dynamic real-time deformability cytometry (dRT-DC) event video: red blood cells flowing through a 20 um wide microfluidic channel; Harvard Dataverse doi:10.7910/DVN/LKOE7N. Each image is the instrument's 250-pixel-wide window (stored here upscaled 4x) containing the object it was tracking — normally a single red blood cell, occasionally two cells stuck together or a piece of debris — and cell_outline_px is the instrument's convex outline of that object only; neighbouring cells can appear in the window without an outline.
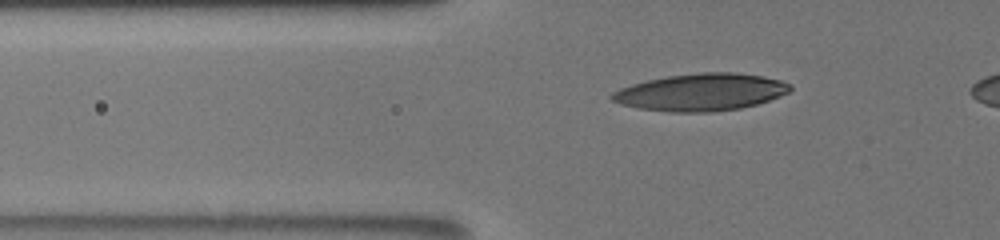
{"species": "human", "species_latin": "Homo sapiens", "temperature_condition": "room temperature", "stored_images_in_passage": 31, "camera_frame_rate_fps": 3000, "um_per_image_px": 0.085, "donor": {"sex": "male"}, "frame": {"image": 1, "passage_image": 3, "time_ms": 1.0, "image_size_px": [1000, 240], "cell_outline_px": [[792, 88], [788, 92], [780, 96], [756, 104], [740, 108], [712, 112], [668, 112], [640, 108], [620, 104], [612, 100], [608, 96], [612, 92], [620, 88], [632, 84], [648, 80], [668, 76], [700, 72], [732, 72], [764, 76], [780, 80], [792, 84]], "centroid_in_image_um": [59.57, 7.83], "position_along_channel_um": 66.2, "area_um2": 38.67}}
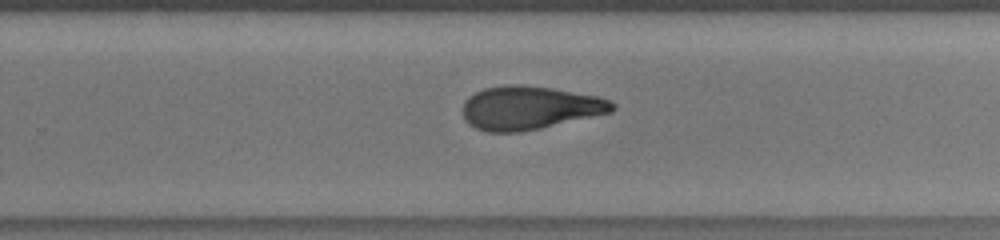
{"frame": {"image": 2, "passage_image": 18, "time_ms": 7.0, "image_size_px": [1000, 240], "cell_outline_px": [[616, 108], [612, 112], [540, 128], [520, 132], [488, 132], [476, 128], [468, 124], [464, 120], [464, 104], [468, 96], [484, 88], [508, 84], [520, 84], [552, 88], [596, 96], [612, 100], [616, 104]], "centroid_in_image_um": [45.02, 9.16], "position_along_channel_um": 284.8, "area_um2": 37.86}}
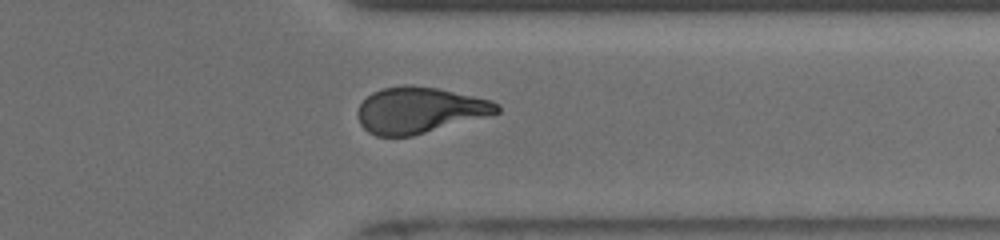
{"frame": {"image": 3, "passage_image": 26, "time_ms": 9.333, "image_size_px": [1000, 240], "cell_outline_px": [[500, 112], [412, 136], [376, 136], [368, 132], [360, 124], [356, 116], [356, 112], [360, 104], [372, 92], [384, 88], [404, 84], [408, 84], [436, 88], [492, 100], [500, 104]], "centroid_in_image_um": [35.62, 9.36], "position_along_channel_um": 375.8, "area_um2": 37.22}}